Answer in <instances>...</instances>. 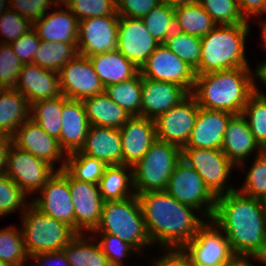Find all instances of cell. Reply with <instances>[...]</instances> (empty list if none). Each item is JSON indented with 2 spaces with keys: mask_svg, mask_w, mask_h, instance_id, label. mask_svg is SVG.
I'll return each mask as SVG.
<instances>
[{
  "mask_svg": "<svg viewBox=\"0 0 266 266\" xmlns=\"http://www.w3.org/2000/svg\"><path fill=\"white\" fill-rule=\"evenodd\" d=\"M213 223L228 238L236 257L261 258L266 252L263 203L238 189L217 196Z\"/></svg>",
  "mask_w": 266,
  "mask_h": 266,
  "instance_id": "obj_1",
  "label": "cell"
},
{
  "mask_svg": "<svg viewBox=\"0 0 266 266\" xmlns=\"http://www.w3.org/2000/svg\"><path fill=\"white\" fill-rule=\"evenodd\" d=\"M137 196L151 243L157 241L165 250H181L206 223L194 215L192 210L196 209L180 203L166 190Z\"/></svg>",
  "mask_w": 266,
  "mask_h": 266,
  "instance_id": "obj_2",
  "label": "cell"
},
{
  "mask_svg": "<svg viewBox=\"0 0 266 266\" xmlns=\"http://www.w3.org/2000/svg\"><path fill=\"white\" fill-rule=\"evenodd\" d=\"M257 90L250 68H232L196 75L191 94L201 108L235 115Z\"/></svg>",
  "mask_w": 266,
  "mask_h": 266,
  "instance_id": "obj_3",
  "label": "cell"
},
{
  "mask_svg": "<svg viewBox=\"0 0 266 266\" xmlns=\"http://www.w3.org/2000/svg\"><path fill=\"white\" fill-rule=\"evenodd\" d=\"M249 35V23L216 26L201 37L202 53L196 75L227 70L249 68L244 55L245 39Z\"/></svg>",
  "mask_w": 266,
  "mask_h": 266,
  "instance_id": "obj_4",
  "label": "cell"
},
{
  "mask_svg": "<svg viewBox=\"0 0 266 266\" xmlns=\"http://www.w3.org/2000/svg\"><path fill=\"white\" fill-rule=\"evenodd\" d=\"M93 232L117 236L137 251L152 244L136 194L120 201L103 202L101 219Z\"/></svg>",
  "mask_w": 266,
  "mask_h": 266,
  "instance_id": "obj_5",
  "label": "cell"
},
{
  "mask_svg": "<svg viewBox=\"0 0 266 266\" xmlns=\"http://www.w3.org/2000/svg\"><path fill=\"white\" fill-rule=\"evenodd\" d=\"M181 159V147L156 139L142 159L132 166L135 194L166 190L174 167Z\"/></svg>",
  "mask_w": 266,
  "mask_h": 266,
  "instance_id": "obj_6",
  "label": "cell"
},
{
  "mask_svg": "<svg viewBox=\"0 0 266 266\" xmlns=\"http://www.w3.org/2000/svg\"><path fill=\"white\" fill-rule=\"evenodd\" d=\"M21 217L28 256L63 250L77 235L66 223L41 213L31 203Z\"/></svg>",
  "mask_w": 266,
  "mask_h": 266,
  "instance_id": "obj_7",
  "label": "cell"
},
{
  "mask_svg": "<svg viewBox=\"0 0 266 266\" xmlns=\"http://www.w3.org/2000/svg\"><path fill=\"white\" fill-rule=\"evenodd\" d=\"M166 191L180 203L197 211L207 204L202 215L208 220L212 219L217 197L205 185L201 176L183 159L174 167Z\"/></svg>",
  "mask_w": 266,
  "mask_h": 266,
  "instance_id": "obj_8",
  "label": "cell"
},
{
  "mask_svg": "<svg viewBox=\"0 0 266 266\" xmlns=\"http://www.w3.org/2000/svg\"><path fill=\"white\" fill-rule=\"evenodd\" d=\"M210 222L205 223L181 249L191 266H225L236 257L228 238L220 233L213 221Z\"/></svg>",
  "mask_w": 266,
  "mask_h": 266,
  "instance_id": "obj_9",
  "label": "cell"
},
{
  "mask_svg": "<svg viewBox=\"0 0 266 266\" xmlns=\"http://www.w3.org/2000/svg\"><path fill=\"white\" fill-rule=\"evenodd\" d=\"M182 159L201 176L216 197L236 189L225 184L235 165L220 149H182Z\"/></svg>",
  "mask_w": 266,
  "mask_h": 266,
  "instance_id": "obj_10",
  "label": "cell"
},
{
  "mask_svg": "<svg viewBox=\"0 0 266 266\" xmlns=\"http://www.w3.org/2000/svg\"><path fill=\"white\" fill-rule=\"evenodd\" d=\"M55 171L54 166L10 144L5 174L27 195L41 189Z\"/></svg>",
  "mask_w": 266,
  "mask_h": 266,
  "instance_id": "obj_11",
  "label": "cell"
},
{
  "mask_svg": "<svg viewBox=\"0 0 266 266\" xmlns=\"http://www.w3.org/2000/svg\"><path fill=\"white\" fill-rule=\"evenodd\" d=\"M142 77L178 84L188 93L195 84V70L161 43L139 69Z\"/></svg>",
  "mask_w": 266,
  "mask_h": 266,
  "instance_id": "obj_12",
  "label": "cell"
},
{
  "mask_svg": "<svg viewBox=\"0 0 266 266\" xmlns=\"http://www.w3.org/2000/svg\"><path fill=\"white\" fill-rule=\"evenodd\" d=\"M199 108L195 97L189 93L177 105L154 120L156 139L183 148L194 128Z\"/></svg>",
  "mask_w": 266,
  "mask_h": 266,
  "instance_id": "obj_13",
  "label": "cell"
},
{
  "mask_svg": "<svg viewBox=\"0 0 266 266\" xmlns=\"http://www.w3.org/2000/svg\"><path fill=\"white\" fill-rule=\"evenodd\" d=\"M40 190L42 197L34 199L31 204L41 213L66 223L74 230L69 172L65 168L56 170Z\"/></svg>",
  "mask_w": 266,
  "mask_h": 266,
  "instance_id": "obj_14",
  "label": "cell"
},
{
  "mask_svg": "<svg viewBox=\"0 0 266 266\" xmlns=\"http://www.w3.org/2000/svg\"><path fill=\"white\" fill-rule=\"evenodd\" d=\"M119 16L92 17L79 21L77 51L90 57L117 50Z\"/></svg>",
  "mask_w": 266,
  "mask_h": 266,
  "instance_id": "obj_15",
  "label": "cell"
},
{
  "mask_svg": "<svg viewBox=\"0 0 266 266\" xmlns=\"http://www.w3.org/2000/svg\"><path fill=\"white\" fill-rule=\"evenodd\" d=\"M59 73L61 94L68 99L84 100L104 92L90 59L77 54Z\"/></svg>",
  "mask_w": 266,
  "mask_h": 266,
  "instance_id": "obj_16",
  "label": "cell"
},
{
  "mask_svg": "<svg viewBox=\"0 0 266 266\" xmlns=\"http://www.w3.org/2000/svg\"><path fill=\"white\" fill-rule=\"evenodd\" d=\"M11 142L17 148L30 152L51 166L53 162L61 160L62 157L63 162L57 170H62L66 166L67 154L60 146L59 140L48 135L31 118L16 130L11 137Z\"/></svg>",
  "mask_w": 266,
  "mask_h": 266,
  "instance_id": "obj_17",
  "label": "cell"
},
{
  "mask_svg": "<svg viewBox=\"0 0 266 266\" xmlns=\"http://www.w3.org/2000/svg\"><path fill=\"white\" fill-rule=\"evenodd\" d=\"M69 187L74 204V231L77 234L85 229L93 232L99 225L104 202L99 186L79 181L69 173Z\"/></svg>",
  "mask_w": 266,
  "mask_h": 266,
  "instance_id": "obj_18",
  "label": "cell"
},
{
  "mask_svg": "<svg viewBox=\"0 0 266 266\" xmlns=\"http://www.w3.org/2000/svg\"><path fill=\"white\" fill-rule=\"evenodd\" d=\"M159 45L141 18L119 17L117 50L137 68H141Z\"/></svg>",
  "mask_w": 266,
  "mask_h": 266,
  "instance_id": "obj_19",
  "label": "cell"
},
{
  "mask_svg": "<svg viewBox=\"0 0 266 266\" xmlns=\"http://www.w3.org/2000/svg\"><path fill=\"white\" fill-rule=\"evenodd\" d=\"M119 130L123 164L132 167L142 159L156 140L154 120L141 116H131Z\"/></svg>",
  "mask_w": 266,
  "mask_h": 266,
  "instance_id": "obj_20",
  "label": "cell"
},
{
  "mask_svg": "<svg viewBox=\"0 0 266 266\" xmlns=\"http://www.w3.org/2000/svg\"><path fill=\"white\" fill-rule=\"evenodd\" d=\"M234 114L199 108L194 128L182 149H220L228 121Z\"/></svg>",
  "mask_w": 266,
  "mask_h": 266,
  "instance_id": "obj_21",
  "label": "cell"
},
{
  "mask_svg": "<svg viewBox=\"0 0 266 266\" xmlns=\"http://www.w3.org/2000/svg\"><path fill=\"white\" fill-rule=\"evenodd\" d=\"M31 104L62 95L59 73L39 67L36 64H23L15 87Z\"/></svg>",
  "mask_w": 266,
  "mask_h": 266,
  "instance_id": "obj_22",
  "label": "cell"
},
{
  "mask_svg": "<svg viewBox=\"0 0 266 266\" xmlns=\"http://www.w3.org/2000/svg\"><path fill=\"white\" fill-rule=\"evenodd\" d=\"M188 94L178 84L142 77L141 117L155 120Z\"/></svg>",
  "mask_w": 266,
  "mask_h": 266,
  "instance_id": "obj_23",
  "label": "cell"
},
{
  "mask_svg": "<svg viewBox=\"0 0 266 266\" xmlns=\"http://www.w3.org/2000/svg\"><path fill=\"white\" fill-rule=\"evenodd\" d=\"M90 123L82 100L63 95L62 126L59 143L66 154L80 151L85 143Z\"/></svg>",
  "mask_w": 266,
  "mask_h": 266,
  "instance_id": "obj_24",
  "label": "cell"
},
{
  "mask_svg": "<svg viewBox=\"0 0 266 266\" xmlns=\"http://www.w3.org/2000/svg\"><path fill=\"white\" fill-rule=\"evenodd\" d=\"M256 149H258L259 152L264 151L255 140L249 128L247 117L242 114L233 115L228 121L221 151L235 167H243V160L247 158L251 152L254 153Z\"/></svg>",
  "mask_w": 266,
  "mask_h": 266,
  "instance_id": "obj_25",
  "label": "cell"
},
{
  "mask_svg": "<svg viewBox=\"0 0 266 266\" xmlns=\"http://www.w3.org/2000/svg\"><path fill=\"white\" fill-rule=\"evenodd\" d=\"M80 152L103 161L107 166L122 165L120 130L104 126H90Z\"/></svg>",
  "mask_w": 266,
  "mask_h": 266,
  "instance_id": "obj_26",
  "label": "cell"
},
{
  "mask_svg": "<svg viewBox=\"0 0 266 266\" xmlns=\"http://www.w3.org/2000/svg\"><path fill=\"white\" fill-rule=\"evenodd\" d=\"M65 7L68 12L57 10L33 23V29L41 41L77 44L79 20Z\"/></svg>",
  "mask_w": 266,
  "mask_h": 266,
  "instance_id": "obj_27",
  "label": "cell"
},
{
  "mask_svg": "<svg viewBox=\"0 0 266 266\" xmlns=\"http://www.w3.org/2000/svg\"><path fill=\"white\" fill-rule=\"evenodd\" d=\"M88 58L104 88L131 79L139 72V68L118 50L96 54Z\"/></svg>",
  "mask_w": 266,
  "mask_h": 266,
  "instance_id": "obj_28",
  "label": "cell"
},
{
  "mask_svg": "<svg viewBox=\"0 0 266 266\" xmlns=\"http://www.w3.org/2000/svg\"><path fill=\"white\" fill-rule=\"evenodd\" d=\"M31 105L15 88L0 89V133L12 137L30 119Z\"/></svg>",
  "mask_w": 266,
  "mask_h": 266,
  "instance_id": "obj_29",
  "label": "cell"
},
{
  "mask_svg": "<svg viewBox=\"0 0 266 266\" xmlns=\"http://www.w3.org/2000/svg\"><path fill=\"white\" fill-rule=\"evenodd\" d=\"M90 126L120 129L131 117L103 92L83 100Z\"/></svg>",
  "mask_w": 266,
  "mask_h": 266,
  "instance_id": "obj_30",
  "label": "cell"
},
{
  "mask_svg": "<svg viewBox=\"0 0 266 266\" xmlns=\"http://www.w3.org/2000/svg\"><path fill=\"white\" fill-rule=\"evenodd\" d=\"M129 169L130 173L126 174ZM129 185L133 187L132 167L124 164L107 166L98 183L104 202L120 201L134 196L135 192L130 193Z\"/></svg>",
  "mask_w": 266,
  "mask_h": 266,
  "instance_id": "obj_31",
  "label": "cell"
},
{
  "mask_svg": "<svg viewBox=\"0 0 266 266\" xmlns=\"http://www.w3.org/2000/svg\"><path fill=\"white\" fill-rule=\"evenodd\" d=\"M218 26L199 2L175 7V28L186 34L203 37Z\"/></svg>",
  "mask_w": 266,
  "mask_h": 266,
  "instance_id": "obj_32",
  "label": "cell"
},
{
  "mask_svg": "<svg viewBox=\"0 0 266 266\" xmlns=\"http://www.w3.org/2000/svg\"><path fill=\"white\" fill-rule=\"evenodd\" d=\"M83 233L77 234L63 251L71 266H111L99 243L83 239Z\"/></svg>",
  "mask_w": 266,
  "mask_h": 266,
  "instance_id": "obj_33",
  "label": "cell"
},
{
  "mask_svg": "<svg viewBox=\"0 0 266 266\" xmlns=\"http://www.w3.org/2000/svg\"><path fill=\"white\" fill-rule=\"evenodd\" d=\"M108 97L130 116H141L142 75L105 87Z\"/></svg>",
  "mask_w": 266,
  "mask_h": 266,
  "instance_id": "obj_34",
  "label": "cell"
},
{
  "mask_svg": "<svg viewBox=\"0 0 266 266\" xmlns=\"http://www.w3.org/2000/svg\"><path fill=\"white\" fill-rule=\"evenodd\" d=\"M63 95L31 104L30 118L48 135L59 140L62 126Z\"/></svg>",
  "mask_w": 266,
  "mask_h": 266,
  "instance_id": "obj_35",
  "label": "cell"
},
{
  "mask_svg": "<svg viewBox=\"0 0 266 266\" xmlns=\"http://www.w3.org/2000/svg\"><path fill=\"white\" fill-rule=\"evenodd\" d=\"M77 54V44L41 41L34 55L33 64L59 72Z\"/></svg>",
  "mask_w": 266,
  "mask_h": 266,
  "instance_id": "obj_36",
  "label": "cell"
},
{
  "mask_svg": "<svg viewBox=\"0 0 266 266\" xmlns=\"http://www.w3.org/2000/svg\"><path fill=\"white\" fill-rule=\"evenodd\" d=\"M107 165L97 158L87 156L80 151L67 154L65 169L77 180L99 183Z\"/></svg>",
  "mask_w": 266,
  "mask_h": 266,
  "instance_id": "obj_37",
  "label": "cell"
},
{
  "mask_svg": "<svg viewBox=\"0 0 266 266\" xmlns=\"http://www.w3.org/2000/svg\"><path fill=\"white\" fill-rule=\"evenodd\" d=\"M149 34L159 43L166 39L176 30L175 8L166 3H161L153 8L146 16L142 17Z\"/></svg>",
  "mask_w": 266,
  "mask_h": 266,
  "instance_id": "obj_38",
  "label": "cell"
},
{
  "mask_svg": "<svg viewBox=\"0 0 266 266\" xmlns=\"http://www.w3.org/2000/svg\"><path fill=\"white\" fill-rule=\"evenodd\" d=\"M163 44L194 70L199 67L202 53L201 37L175 30Z\"/></svg>",
  "mask_w": 266,
  "mask_h": 266,
  "instance_id": "obj_39",
  "label": "cell"
},
{
  "mask_svg": "<svg viewBox=\"0 0 266 266\" xmlns=\"http://www.w3.org/2000/svg\"><path fill=\"white\" fill-rule=\"evenodd\" d=\"M242 115L249 117V128L260 146L266 150V95L257 90L246 103Z\"/></svg>",
  "mask_w": 266,
  "mask_h": 266,
  "instance_id": "obj_40",
  "label": "cell"
},
{
  "mask_svg": "<svg viewBox=\"0 0 266 266\" xmlns=\"http://www.w3.org/2000/svg\"><path fill=\"white\" fill-rule=\"evenodd\" d=\"M15 227L0 230V261L12 266H25L28 259L22 231Z\"/></svg>",
  "mask_w": 266,
  "mask_h": 266,
  "instance_id": "obj_41",
  "label": "cell"
},
{
  "mask_svg": "<svg viewBox=\"0 0 266 266\" xmlns=\"http://www.w3.org/2000/svg\"><path fill=\"white\" fill-rule=\"evenodd\" d=\"M202 8L212 17L216 24L235 25L246 20L239 9L238 0H199Z\"/></svg>",
  "mask_w": 266,
  "mask_h": 266,
  "instance_id": "obj_42",
  "label": "cell"
},
{
  "mask_svg": "<svg viewBox=\"0 0 266 266\" xmlns=\"http://www.w3.org/2000/svg\"><path fill=\"white\" fill-rule=\"evenodd\" d=\"M58 5H66L79 21L116 13V0H63Z\"/></svg>",
  "mask_w": 266,
  "mask_h": 266,
  "instance_id": "obj_43",
  "label": "cell"
},
{
  "mask_svg": "<svg viewBox=\"0 0 266 266\" xmlns=\"http://www.w3.org/2000/svg\"><path fill=\"white\" fill-rule=\"evenodd\" d=\"M256 157L239 192L262 201L266 198V150Z\"/></svg>",
  "mask_w": 266,
  "mask_h": 266,
  "instance_id": "obj_44",
  "label": "cell"
},
{
  "mask_svg": "<svg viewBox=\"0 0 266 266\" xmlns=\"http://www.w3.org/2000/svg\"><path fill=\"white\" fill-rule=\"evenodd\" d=\"M26 196L27 194L10 177L6 174L0 175V217L18 210L20 206L23 207L21 211L23 214L30 205V202L26 203Z\"/></svg>",
  "mask_w": 266,
  "mask_h": 266,
  "instance_id": "obj_45",
  "label": "cell"
},
{
  "mask_svg": "<svg viewBox=\"0 0 266 266\" xmlns=\"http://www.w3.org/2000/svg\"><path fill=\"white\" fill-rule=\"evenodd\" d=\"M22 67L11 45L0 43V89L15 88Z\"/></svg>",
  "mask_w": 266,
  "mask_h": 266,
  "instance_id": "obj_46",
  "label": "cell"
},
{
  "mask_svg": "<svg viewBox=\"0 0 266 266\" xmlns=\"http://www.w3.org/2000/svg\"><path fill=\"white\" fill-rule=\"evenodd\" d=\"M4 12L0 16V32L6 40L2 43L10 44L33 28V24L17 11L9 8Z\"/></svg>",
  "mask_w": 266,
  "mask_h": 266,
  "instance_id": "obj_47",
  "label": "cell"
},
{
  "mask_svg": "<svg viewBox=\"0 0 266 266\" xmlns=\"http://www.w3.org/2000/svg\"><path fill=\"white\" fill-rule=\"evenodd\" d=\"M101 240L99 245L102 248L103 253L108 257V260L111 263V266H123L122 257H125L127 253L131 251L136 252V249L129 243L124 242L117 236L101 233Z\"/></svg>",
  "mask_w": 266,
  "mask_h": 266,
  "instance_id": "obj_48",
  "label": "cell"
},
{
  "mask_svg": "<svg viewBox=\"0 0 266 266\" xmlns=\"http://www.w3.org/2000/svg\"><path fill=\"white\" fill-rule=\"evenodd\" d=\"M59 2V0H9V7L33 24L46 14V8Z\"/></svg>",
  "mask_w": 266,
  "mask_h": 266,
  "instance_id": "obj_49",
  "label": "cell"
},
{
  "mask_svg": "<svg viewBox=\"0 0 266 266\" xmlns=\"http://www.w3.org/2000/svg\"><path fill=\"white\" fill-rule=\"evenodd\" d=\"M41 40L36 31L32 28L17 40L10 43L14 53L22 64L33 63L34 55L37 52Z\"/></svg>",
  "mask_w": 266,
  "mask_h": 266,
  "instance_id": "obj_50",
  "label": "cell"
},
{
  "mask_svg": "<svg viewBox=\"0 0 266 266\" xmlns=\"http://www.w3.org/2000/svg\"><path fill=\"white\" fill-rule=\"evenodd\" d=\"M161 3V0H116V13L119 17L142 18Z\"/></svg>",
  "mask_w": 266,
  "mask_h": 266,
  "instance_id": "obj_51",
  "label": "cell"
},
{
  "mask_svg": "<svg viewBox=\"0 0 266 266\" xmlns=\"http://www.w3.org/2000/svg\"><path fill=\"white\" fill-rule=\"evenodd\" d=\"M32 258V260L35 259L37 264L33 266H55L56 263H59L61 266H71L69 262L67 261V258L65 256V253L63 250L55 251V252H49V253H41L37 255H31L28 256V259ZM42 263V264H41Z\"/></svg>",
  "mask_w": 266,
  "mask_h": 266,
  "instance_id": "obj_52",
  "label": "cell"
},
{
  "mask_svg": "<svg viewBox=\"0 0 266 266\" xmlns=\"http://www.w3.org/2000/svg\"><path fill=\"white\" fill-rule=\"evenodd\" d=\"M165 255L156 259L154 266H191L189 259L183 254L181 250H166Z\"/></svg>",
  "mask_w": 266,
  "mask_h": 266,
  "instance_id": "obj_53",
  "label": "cell"
},
{
  "mask_svg": "<svg viewBox=\"0 0 266 266\" xmlns=\"http://www.w3.org/2000/svg\"><path fill=\"white\" fill-rule=\"evenodd\" d=\"M239 9L243 17L257 16L266 12V0H238Z\"/></svg>",
  "mask_w": 266,
  "mask_h": 266,
  "instance_id": "obj_54",
  "label": "cell"
},
{
  "mask_svg": "<svg viewBox=\"0 0 266 266\" xmlns=\"http://www.w3.org/2000/svg\"><path fill=\"white\" fill-rule=\"evenodd\" d=\"M11 143L10 136L0 133V175L5 174L7 152Z\"/></svg>",
  "mask_w": 266,
  "mask_h": 266,
  "instance_id": "obj_55",
  "label": "cell"
},
{
  "mask_svg": "<svg viewBox=\"0 0 266 266\" xmlns=\"http://www.w3.org/2000/svg\"><path fill=\"white\" fill-rule=\"evenodd\" d=\"M261 28H262V38H263V47L266 49V20L261 22ZM255 74L257 78H259L262 81V77L266 74V62L261 63L259 67L255 70Z\"/></svg>",
  "mask_w": 266,
  "mask_h": 266,
  "instance_id": "obj_56",
  "label": "cell"
},
{
  "mask_svg": "<svg viewBox=\"0 0 266 266\" xmlns=\"http://www.w3.org/2000/svg\"><path fill=\"white\" fill-rule=\"evenodd\" d=\"M198 1L199 0H161L162 3H166L174 8L182 5L192 4Z\"/></svg>",
  "mask_w": 266,
  "mask_h": 266,
  "instance_id": "obj_57",
  "label": "cell"
},
{
  "mask_svg": "<svg viewBox=\"0 0 266 266\" xmlns=\"http://www.w3.org/2000/svg\"><path fill=\"white\" fill-rule=\"evenodd\" d=\"M247 259V257H235L230 263L225 266H254Z\"/></svg>",
  "mask_w": 266,
  "mask_h": 266,
  "instance_id": "obj_58",
  "label": "cell"
},
{
  "mask_svg": "<svg viewBox=\"0 0 266 266\" xmlns=\"http://www.w3.org/2000/svg\"><path fill=\"white\" fill-rule=\"evenodd\" d=\"M8 2H6V0H0V16L2 15V13H3V10H8L9 9V7L8 8H5V5L4 4H7L8 6H9V0H7ZM6 2V3H5Z\"/></svg>",
  "mask_w": 266,
  "mask_h": 266,
  "instance_id": "obj_59",
  "label": "cell"
},
{
  "mask_svg": "<svg viewBox=\"0 0 266 266\" xmlns=\"http://www.w3.org/2000/svg\"><path fill=\"white\" fill-rule=\"evenodd\" d=\"M254 259L262 261V262H264L266 264V252L264 253V255L261 258H254Z\"/></svg>",
  "mask_w": 266,
  "mask_h": 266,
  "instance_id": "obj_60",
  "label": "cell"
},
{
  "mask_svg": "<svg viewBox=\"0 0 266 266\" xmlns=\"http://www.w3.org/2000/svg\"><path fill=\"white\" fill-rule=\"evenodd\" d=\"M263 208H264V214H265V220H266V198L262 200Z\"/></svg>",
  "mask_w": 266,
  "mask_h": 266,
  "instance_id": "obj_61",
  "label": "cell"
},
{
  "mask_svg": "<svg viewBox=\"0 0 266 266\" xmlns=\"http://www.w3.org/2000/svg\"><path fill=\"white\" fill-rule=\"evenodd\" d=\"M0 266H12L11 264L0 261Z\"/></svg>",
  "mask_w": 266,
  "mask_h": 266,
  "instance_id": "obj_62",
  "label": "cell"
},
{
  "mask_svg": "<svg viewBox=\"0 0 266 266\" xmlns=\"http://www.w3.org/2000/svg\"><path fill=\"white\" fill-rule=\"evenodd\" d=\"M262 82L266 85V74L262 77Z\"/></svg>",
  "mask_w": 266,
  "mask_h": 266,
  "instance_id": "obj_63",
  "label": "cell"
}]
</instances>
